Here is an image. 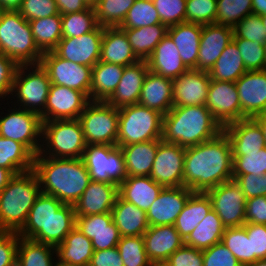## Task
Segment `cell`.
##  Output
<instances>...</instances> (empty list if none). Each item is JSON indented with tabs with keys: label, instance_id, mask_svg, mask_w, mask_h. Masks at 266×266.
<instances>
[{
	"label": "cell",
	"instance_id": "cell-1",
	"mask_svg": "<svg viewBox=\"0 0 266 266\" xmlns=\"http://www.w3.org/2000/svg\"><path fill=\"white\" fill-rule=\"evenodd\" d=\"M233 158L230 140L224 131L213 139L186 147L183 186L206 192L232 180Z\"/></svg>",
	"mask_w": 266,
	"mask_h": 266
},
{
	"label": "cell",
	"instance_id": "cell-2",
	"mask_svg": "<svg viewBox=\"0 0 266 266\" xmlns=\"http://www.w3.org/2000/svg\"><path fill=\"white\" fill-rule=\"evenodd\" d=\"M33 171L41 192L64 204L74 205L91 181L82 158H52L39 153L34 156Z\"/></svg>",
	"mask_w": 266,
	"mask_h": 266
},
{
	"label": "cell",
	"instance_id": "cell-3",
	"mask_svg": "<svg viewBox=\"0 0 266 266\" xmlns=\"http://www.w3.org/2000/svg\"><path fill=\"white\" fill-rule=\"evenodd\" d=\"M76 225L74 205L64 204L42 193L30 209L26 222L17 232L20 237L56 247Z\"/></svg>",
	"mask_w": 266,
	"mask_h": 266
},
{
	"label": "cell",
	"instance_id": "cell-4",
	"mask_svg": "<svg viewBox=\"0 0 266 266\" xmlns=\"http://www.w3.org/2000/svg\"><path fill=\"white\" fill-rule=\"evenodd\" d=\"M223 131L206 105L175 106L163 115L162 141L189 147Z\"/></svg>",
	"mask_w": 266,
	"mask_h": 266
},
{
	"label": "cell",
	"instance_id": "cell-5",
	"mask_svg": "<svg viewBox=\"0 0 266 266\" xmlns=\"http://www.w3.org/2000/svg\"><path fill=\"white\" fill-rule=\"evenodd\" d=\"M40 194L33 170L14 175L0 192V231L18 232Z\"/></svg>",
	"mask_w": 266,
	"mask_h": 266
},
{
	"label": "cell",
	"instance_id": "cell-6",
	"mask_svg": "<svg viewBox=\"0 0 266 266\" xmlns=\"http://www.w3.org/2000/svg\"><path fill=\"white\" fill-rule=\"evenodd\" d=\"M0 53L18 65H38L43 53L35 44L29 21L18 11L0 12Z\"/></svg>",
	"mask_w": 266,
	"mask_h": 266
},
{
	"label": "cell",
	"instance_id": "cell-7",
	"mask_svg": "<svg viewBox=\"0 0 266 266\" xmlns=\"http://www.w3.org/2000/svg\"><path fill=\"white\" fill-rule=\"evenodd\" d=\"M41 143L42 156L63 159L82 158L87 145L78 119L42 122Z\"/></svg>",
	"mask_w": 266,
	"mask_h": 266
},
{
	"label": "cell",
	"instance_id": "cell-8",
	"mask_svg": "<svg viewBox=\"0 0 266 266\" xmlns=\"http://www.w3.org/2000/svg\"><path fill=\"white\" fill-rule=\"evenodd\" d=\"M163 114L141 104L119 108L117 146L162 140Z\"/></svg>",
	"mask_w": 266,
	"mask_h": 266
},
{
	"label": "cell",
	"instance_id": "cell-9",
	"mask_svg": "<svg viewBox=\"0 0 266 266\" xmlns=\"http://www.w3.org/2000/svg\"><path fill=\"white\" fill-rule=\"evenodd\" d=\"M50 86L48 74L40 64L19 65L10 94L11 98L16 97L17 102L15 100L12 105L37 113L42 122H45V106Z\"/></svg>",
	"mask_w": 266,
	"mask_h": 266
},
{
	"label": "cell",
	"instance_id": "cell-10",
	"mask_svg": "<svg viewBox=\"0 0 266 266\" xmlns=\"http://www.w3.org/2000/svg\"><path fill=\"white\" fill-rule=\"evenodd\" d=\"M78 120L87 145H117L119 108L106 101H90Z\"/></svg>",
	"mask_w": 266,
	"mask_h": 266
},
{
	"label": "cell",
	"instance_id": "cell-11",
	"mask_svg": "<svg viewBox=\"0 0 266 266\" xmlns=\"http://www.w3.org/2000/svg\"><path fill=\"white\" fill-rule=\"evenodd\" d=\"M82 159L92 181L119 186L128 177L123 152L117 145H86Z\"/></svg>",
	"mask_w": 266,
	"mask_h": 266
},
{
	"label": "cell",
	"instance_id": "cell-12",
	"mask_svg": "<svg viewBox=\"0 0 266 266\" xmlns=\"http://www.w3.org/2000/svg\"><path fill=\"white\" fill-rule=\"evenodd\" d=\"M10 108L4 116L0 115V136L23 144L36 156L42 146L41 116L16 106Z\"/></svg>",
	"mask_w": 266,
	"mask_h": 266
},
{
	"label": "cell",
	"instance_id": "cell-13",
	"mask_svg": "<svg viewBox=\"0 0 266 266\" xmlns=\"http://www.w3.org/2000/svg\"><path fill=\"white\" fill-rule=\"evenodd\" d=\"M51 84L84 92L90 98L92 68L57 56L53 51L43 53L40 63Z\"/></svg>",
	"mask_w": 266,
	"mask_h": 266
},
{
	"label": "cell",
	"instance_id": "cell-14",
	"mask_svg": "<svg viewBox=\"0 0 266 266\" xmlns=\"http://www.w3.org/2000/svg\"><path fill=\"white\" fill-rule=\"evenodd\" d=\"M212 209L220 217L225 228L243 226L247 199L235 180H230L206 191Z\"/></svg>",
	"mask_w": 266,
	"mask_h": 266
},
{
	"label": "cell",
	"instance_id": "cell-15",
	"mask_svg": "<svg viewBox=\"0 0 266 266\" xmlns=\"http://www.w3.org/2000/svg\"><path fill=\"white\" fill-rule=\"evenodd\" d=\"M185 151L186 147L161 141L150 177L163 187L183 186Z\"/></svg>",
	"mask_w": 266,
	"mask_h": 266
},
{
	"label": "cell",
	"instance_id": "cell-16",
	"mask_svg": "<svg viewBox=\"0 0 266 266\" xmlns=\"http://www.w3.org/2000/svg\"><path fill=\"white\" fill-rule=\"evenodd\" d=\"M103 31L104 27L98 26L79 37L62 38L53 52L68 61L93 67L100 60Z\"/></svg>",
	"mask_w": 266,
	"mask_h": 266
},
{
	"label": "cell",
	"instance_id": "cell-17",
	"mask_svg": "<svg viewBox=\"0 0 266 266\" xmlns=\"http://www.w3.org/2000/svg\"><path fill=\"white\" fill-rule=\"evenodd\" d=\"M205 105L222 128L241 120V104L235 82L211 80Z\"/></svg>",
	"mask_w": 266,
	"mask_h": 266
},
{
	"label": "cell",
	"instance_id": "cell-18",
	"mask_svg": "<svg viewBox=\"0 0 266 266\" xmlns=\"http://www.w3.org/2000/svg\"><path fill=\"white\" fill-rule=\"evenodd\" d=\"M89 102L90 98L84 92L51 84L45 106V122L78 119Z\"/></svg>",
	"mask_w": 266,
	"mask_h": 266
},
{
	"label": "cell",
	"instance_id": "cell-19",
	"mask_svg": "<svg viewBox=\"0 0 266 266\" xmlns=\"http://www.w3.org/2000/svg\"><path fill=\"white\" fill-rule=\"evenodd\" d=\"M241 119L266 112V69L245 72L236 82Z\"/></svg>",
	"mask_w": 266,
	"mask_h": 266
},
{
	"label": "cell",
	"instance_id": "cell-20",
	"mask_svg": "<svg viewBox=\"0 0 266 266\" xmlns=\"http://www.w3.org/2000/svg\"><path fill=\"white\" fill-rule=\"evenodd\" d=\"M192 193L190 188L184 186L163 187L154 203L146 211L149 226L174 225Z\"/></svg>",
	"mask_w": 266,
	"mask_h": 266
},
{
	"label": "cell",
	"instance_id": "cell-21",
	"mask_svg": "<svg viewBox=\"0 0 266 266\" xmlns=\"http://www.w3.org/2000/svg\"><path fill=\"white\" fill-rule=\"evenodd\" d=\"M210 81L207 71L187 69L173 79V107L205 105Z\"/></svg>",
	"mask_w": 266,
	"mask_h": 266
},
{
	"label": "cell",
	"instance_id": "cell-22",
	"mask_svg": "<svg viewBox=\"0 0 266 266\" xmlns=\"http://www.w3.org/2000/svg\"><path fill=\"white\" fill-rule=\"evenodd\" d=\"M143 238L147 258L153 266L163 265L184 244L174 225L149 226Z\"/></svg>",
	"mask_w": 266,
	"mask_h": 266
},
{
	"label": "cell",
	"instance_id": "cell-23",
	"mask_svg": "<svg viewBox=\"0 0 266 266\" xmlns=\"http://www.w3.org/2000/svg\"><path fill=\"white\" fill-rule=\"evenodd\" d=\"M75 226L92 241L94 250L114 248L121 237L111 212L76 216Z\"/></svg>",
	"mask_w": 266,
	"mask_h": 266
},
{
	"label": "cell",
	"instance_id": "cell-24",
	"mask_svg": "<svg viewBox=\"0 0 266 266\" xmlns=\"http://www.w3.org/2000/svg\"><path fill=\"white\" fill-rule=\"evenodd\" d=\"M232 38V27L218 24L202 25L197 69L209 72Z\"/></svg>",
	"mask_w": 266,
	"mask_h": 266
},
{
	"label": "cell",
	"instance_id": "cell-25",
	"mask_svg": "<svg viewBox=\"0 0 266 266\" xmlns=\"http://www.w3.org/2000/svg\"><path fill=\"white\" fill-rule=\"evenodd\" d=\"M223 131L230 140L232 155H247L266 147L261 126L254 118H245L228 124Z\"/></svg>",
	"mask_w": 266,
	"mask_h": 266
},
{
	"label": "cell",
	"instance_id": "cell-26",
	"mask_svg": "<svg viewBox=\"0 0 266 266\" xmlns=\"http://www.w3.org/2000/svg\"><path fill=\"white\" fill-rule=\"evenodd\" d=\"M118 195L117 184L91 180L74 204L75 215L87 216L111 212Z\"/></svg>",
	"mask_w": 266,
	"mask_h": 266
},
{
	"label": "cell",
	"instance_id": "cell-27",
	"mask_svg": "<svg viewBox=\"0 0 266 266\" xmlns=\"http://www.w3.org/2000/svg\"><path fill=\"white\" fill-rule=\"evenodd\" d=\"M148 71L146 60H139L134 64L125 66L117 88L106 102L116 108L138 104Z\"/></svg>",
	"mask_w": 266,
	"mask_h": 266
},
{
	"label": "cell",
	"instance_id": "cell-28",
	"mask_svg": "<svg viewBox=\"0 0 266 266\" xmlns=\"http://www.w3.org/2000/svg\"><path fill=\"white\" fill-rule=\"evenodd\" d=\"M138 104L165 115L173 107V80L148 71Z\"/></svg>",
	"mask_w": 266,
	"mask_h": 266
},
{
	"label": "cell",
	"instance_id": "cell-29",
	"mask_svg": "<svg viewBox=\"0 0 266 266\" xmlns=\"http://www.w3.org/2000/svg\"><path fill=\"white\" fill-rule=\"evenodd\" d=\"M105 63L128 66L139 61L128 37L120 27H104L100 60Z\"/></svg>",
	"mask_w": 266,
	"mask_h": 266
},
{
	"label": "cell",
	"instance_id": "cell-30",
	"mask_svg": "<svg viewBox=\"0 0 266 266\" xmlns=\"http://www.w3.org/2000/svg\"><path fill=\"white\" fill-rule=\"evenodd\" d=\"M179 54L178 47L166 35L146 60L149 71L172 80L177 78L188 69Z\"/></svg>",
	"mask_w": 266,
	"mask_h": 266
},
{
	"label": "cell",
	"instance_id": "cell-31",
	"mask_svg": "<svg viewBox=\"0 0 266 266\" xmlns=\"http://www.w3.org/2000/svg\"><path fill=\"white\" fill-rule=\"evenodd\" d=\"M202 25L183 22L168 27L167 35L178 47L182 62L188 68L197 69Z\"/></svg>",
	"mask_w": 266,
	"mask_h": 266
},
{
	"label": "cell",
	"instance_id": "cell-32",
	"mask_svg": "<svg viewBox=\"0 0 266 266\" xmlns=\"http://www.w3.org/2000/svg\"><path fill=\"white\" fill-rule=\"evenodd\" d=\"M163 186L150 176L127 177L119 186V196L145 212L154 203Z\"/></svg>",
	"mask_w": 266,
	"mask_h": 266
},
{
	"label": "cell",
	"instance_id": "cell-33",
	"mask_svg": "<svg viewBox=\"0 0 266 266\" xmlns=\"http://www.w3.org/2000/svg\"><path fill=\"white\" fill-rule=\"evenodd\" d=\"M55 249L57 264L89 266L94 253L92 241L76 226Z\"/></svg>",
	"mask_w": 266,
	"mask_h": 266
},
{
	"label": "cell",
	"instance_id": "cell-34",
	"mask_svg": "<svg viewBox=\"0 0 266 266\" xmlns=\"http://www.w3.org/2000/svg\"><path fill=\"white\" fill-rule=\"evenodd\" d=\"M111 214L121 237L143 236L149 228L146 212L123 200L119 195Z\"/></svg>",
	"mask_w": 266,
	"mask_h": 266
},
{
	"label": "cell",
	"instance_id": "cell-35",
	"mask_svg": "<svg viewBox=\"0 0 266 266\" xmlns=\"http://www.w3.org/2000/svg\"><path fill=\"white\" fill-rule=\"evenodd\" d=\"M161 141L151 140L121 146L128 177L150 176L158 144Z\"/></svg>",
	"mask_w": 266,
	"mask_h": 266
},
{
	"label": "cell",
	"instance_id": "cell-36",
	"mask_svg": "<svg viewBox=\"0 0 266 266\" xmlns=\"http://www.w3.org/2000/svg\"><path fill=\"white\" fill-rule=\"evenodd\" d=\"M211 209L212 202L206 192H193L189 196L174 223L184 241Z\"/></svg>",
	"mask_w": 266,
	"mask_h": 266
},
{
	"label": "cell",
	"instance_id": "cell-37",
	"mask_svg": "<svg viewBox=\"0 0 266 266\" xmlns=\"http://www.w3.org/2000/svg\"><path fill=\"white\" fill-rule=\"evenodd\" d=\"M124 66L98 61L92 68L90 101H106L121 80Z\"/></svg>",
	"mask_w": 266,
	"mask_h": 266
},
{
	"label": "cell",
	"instance_id": "cell-38",
	"mask_svg": "<svg viewBox=\"0 0 266 266\" xmlns=\"http://www.w3.org/2000/svg\"><path fill=\"white\" fill-rule=\"evenodd\" d=\"M123 30L136 57L139 60H147L155 47L167 35L168 27L160 23L147 27Z\"/></svg>",
	"mask_w": 266,
	"mask_h": 266
},
{
	"label": "cell",
	"instance_id": "cell-39",
	"mask_svg": "<svg viewBox=\"0 0 266 266\" xmlns=\"http://www.w3.org/2000/svg\"><path fill=\"white\" fill-rule=\"evenodd\" d=\"M220 217L211 209L184 241L185 245L199 250H205L221 242L225 231Z\"/></svg>",
	"mask_w": 266,
	"mask_h": 266
},
{
	"label": "cell",
	"instance_id": "cell-40",
	"mask_svg": "<svg viewBox=\"0 0 266 266\" xmlns=\"http://www.w3.org/2000/svg\"><path fill=\"white\" fill-rule=\"evenodd\" d=\"M34 155L21 143L0 136V167L13 175L33 170Z\"/></svg>",
	"mask_w": 266,
	"mask_h": 266
},
{
	"label": "cell",
	"instance_id": "cell-41",
	"mask_svg": "<svg viewBox=\"0 0 266 266\" xmlns=\"http://www.w3.org/2000/svg\"><path fill=\"white\" fill-rule=\"evenodd\" d=\"M245 72L241 54L232 40L208 73L211 80L236 82Z\"/></svg>",
	"mask_w": 266,
	"mask_h": 266
},
{
	"label": "cell",
	"instance_id": "cell-42",
	"mask_svg": "<svg viewBox=\"0 0 266 266\" xmlns=\"http://www.w3.org/2000/svg\"><path fill=\"white\" fill-rule=\"evenodd\" d=\"M54 254L53 245L19 237L16 266H57Z\"/></svg>",
	"mask_w": 266,
	"mask_h": 266
},
{
	"label": "cell",
	"instance_id": "cell-43",
	"mask_svg": "<svg viewBox=\"0 0 266 266\" xmlns=\"http://www.w3.org/2000/svg\"><path fill=\"white\" fill-rule=\"evenodd\" d=\"M35 44L42 52L53 51L62 39L61 14L29 21Z\"/></svg>",
	"mask_w": 266,
	"mask_h": 266
},
{
	"label": "cell",
	"instance_id": "cell-44",
	"mask_svg": "<svg viewBox=\"0 0 266 266\" xmlns=\"http://www.w3.org/2000/svg\"><path fill=\"white\" fill-rule=\"evenodd\" d=\"M136 0H99L93 7L102 27H120Z\"/></svg>",
	"mask_w": 266,
	"mask_h": 266
},
{
	"label": "cell",
	"instance_id": "cell-45",
	"mask_svg": "<svg viewBox=\"0 0 266 266\" xmlns=\"http://www.w3.org/2000/svg\"><path fill=\"white\" fill-rule=\"evenodd\" d=\"M221 242L243 266L255 262V254H252L251 237H248L244 226L226 228Z\"/></svg>",
	"mask_w": 266,
	"mask_h": 266
},
{
	"label": "cell",
	"instance_id": "cell-46",
	"mask_svg": "<svg viewBox=\"0 0 266 266\" xmlns=\"http://www.w3.org/2000/svg\"><path fill=\"white\" fill-rule=\"evenodd\" d=\"M62 38L79 37L85 33L95 30L99 25L93 7L61 15Z\"/></svg>",
	"mask_w": 266,
	"mask_h": 266
},
{
	"label": "cell",
	"instance_id": "cell-47",
	"mask_svg": "<svg viewBox=\"0 0 266 266\" xmlns=\"http://www.w3.org/2000/svg\"><path fill=\"white\" fill-rule=\"evenodd\" d=\"M158 12L152 0H136L128 10L121 29H133L160 24Z\"/></svg>",
	"mask_w": 266,
	"mask_h": 266
},
{
	"label": "cell",
	"instance_id": "cell-48",
	"mask_svg": "<svg viewBox=\"0 0 266 266\" xmlns=\"http://www.w3.org/2000/svg\"><path fill=\"white\" fill-rule=\"evenodd\" d=\"M252 14V0H217L215 24L234 27Z\"/></svg>",
	"mask_w": 266,
	"mask_h": 266
},
{
	"label": "cell",
	"instance_id": "cell-49",
	"mask_svg": "<svg viewBox=\"0 0 266 266\" xmlns=\"http://www.w3.org/2000/svg\"><path fill=\"white\" fill-rule=\"evenodd\" d=\"M116 247L124 266H153L147 258L143 236L120 237Z\"/></svg>",
	"mask_w": 266,
	"mask_h": 266
},
{
	"label": "cell",
	"instance_id": "cell-50",
	"mask_svg": "<svg viewBox=\"0 0 266 266\" xmlns=\"http://www.w3.org/2000/svg\"><path fill=\"white\" fill-rule=\"evenodd\" d=\"M232 40L238 47L247 71L266 69L264 45L244 38H232Z\"/></svg>",
	"mask_w": 266,
	"mask_h": 266
},
{
	"label": "cell",
	"instance_id": "cell-51",
	"mask_svg": "<svg viewBox=\"0 0 266 266\" xmlns=\"http://www.w3.org/2000/svg\"><path fill=\"white\" fill-rule=\"evenodd\" d=\"M217 0H186L185 22L215 24Z\"/></svg>",
	"mask_w": 266,
	"mask_h": 266
},
{
	"label": "cell",
	"instance_id": "cell-52",
	"mask_svg": "<svg viewBox=\"0 0 266 266\" xmlns=\"http://www.w3.org/2000/svg\"><path fill=\"white\" fill-rule=\"evenodd\" d=\"M233 175L253 174L263 175L266 173V147L259 152L247 153V155H232Z\"/></svg>",
	"mask_w": 266,
	"mask_h": 266
},
{
	"label": "cell",
	"instance_id": "cell-53",
	"mask_svg": "<svg viewBox=\"0 0 266 266\" xmlns=\"http://www.w3.org/2000/svg\"><path fill=\"white\" fill-rule=\"evenodd\" d=\"M233 38H244L264 45L266 43V28L260 15L249 14L237 23L233 27Z\"/></svg>",
	"mask_w": 266,
	"mask_h": 266
},
{
	"label": "cell",
	"instance_id": "cell-54",
	"mask_svg": "<svg viewBox=\"0 0 266 266\" xmlns=\"http://www.w3.org/2000/svg\"><path fill=\"white\" fill-rule=\"evenodd\" d=\"M163 25L171 27L185 22L186 0H152Z\"/></svg>",
	"mask_w": 266,
	"mask_h": 266
},
{
	"label": "cell",
	"instance_id": "cell-55",
	"mask_svg": "<svg viewBox=\"0 0 266 266\" xmlns=\"http://www.w3.org/2000/svg\"><path fill=\"white\" fill-rule=\"evenodd\" d=\"M18 12L27 21L59 14L55 0H23Z\"/></svg>",
	"mask_w": 266,
	"mask_h": 266
},
{
	"label": "cell",
	"instance_id": "cell-56",
	"mask_svg": "<svg viewBox=\"0 0 266 266\" xmlns=\"http://www.w3.org/2000/svg\"><path fill=\"white\" fill-rule=\"evenodd\" d=\"M202 254L204 266H243L222 242L202 250Z\"/></svg>",
	"mask_w": 266,
	"mask_h": 266
},
{
	"label": "cell",
	"instance_id": "cell-57",
	"mask_svg": "<svg viewBox=\"0 0 266 266\" xmlns=\"http://www.w3.org/2000/svg\"><path fill=\"white\" fill-rule=\"evenodd\" d=\"M232 179L240 186L246 199L266 196V173L263 175H233Z\"/></svg>",
	"mask_w": 266,
	"mask_h": 266
},
{
	"label": "cell",
	"instance_id": "cell-58",
	"mask_svg": "<svg viewBox=\"0 0 266 266\" xmlns=\"http://www.w3.org/2000/svg\"><path fill=\"white\" fill-rule=\"evenodd\" d=\"M163 266H204L202 250L183 244Z\"/></svg>",
	"mask_w": 266,
	"mask_h": 266
},
{
	"label": "cell",
	"instance_id": "cell-59",
	"mask_svg": "<svg viewBox=\"0 0 266 266\" xmlns=\"http://www.w3.org/2000/svg\"><path fill=\"white\" fill-rule=\"evenodd\" d=\"M19 237L17 232L0 231V266H16Z\"/></svg>",
	"mask_w": 266,
	"mask_h": 266
},
{
	"label": "cell",
	"instance_id": "cell-60",
	"mask_svg": "<svg viewBox=\"0 0 266 266\" xmlns=\"http://www.w3.org/2000/svg\"><path fill=\"white\" fill-rule=\"evenodd\" d=\"M18 67L14 60L0 53V98H9Z\"/></svg>",
	"mask_w": 266,
	"mask_h": 266
},
{
	"label": "cell",
	"instance_id": "cell-61",
	"mask_svg": "<svg viewBox=\"0 0 266 266\" xmlns=\"http://www.w3.org/2000/svg\"><path fill=\"white\" fill-rule=\"evenodd\" d=\"M248 237H251L252 254H255V261L266 259V225L245 223Z\"/></svg>",
	"mask_w": 266,
	"mask_h": 266
},
{
	"label": "cell",
	"instance_id": "cell-62",
	"mask_svg": "<svg viewBox=\"0 0 266 266\" xmlns=\"http://www.w3.org/2000/svg\"><path fill=\"white\" fill-rule=\"evenodd\" d=\"M245 221L246 223L266 225V196L247 199Z\"/></svg>",
	"mask_w": 266,
	"mask_h": 266
},
{
	"label": "cell",
	"instance_id": "cell-63",
	"mask_svg": "<svg viewBox=\"0 0 266 266\" xmlns=\"http://www.w3.org/2000/svg\"><path fill=\"white\" fill-rule=\"evenodd\" d=\"M89 266H124L117 247L94 250Z\"/></svg>",
	"mask_w": 266,
	"mask_h": 266
},
{
	"label": "cell",
	"instance_id": "cell-64",
	"mask_svg": "<svg viewBox=\"0 0 266 266\" xmlns=\"http://www.w3.org/2000/svg\"><path fill=\"white\" fill-rule=\"evenodd\" d=\"M58 12L61 15L80 12L88 8L83 0H55Z\"/></svg>",
	"mask_w": 266,
	"mask_h": 266
},
{
	"label": "cell",
	"instance_id": "cell-65",
	"mask_svg": "<svg viewBox=\"0 0 266 266\" xmlns=\"http://www.w3.org/2000/svg\"><path fill=\"white\" fill-rule=\"evenodd\" d=\"M23 0H0L1 11H18Z\"/></svg>",
	"mask_w": 266,
	"mask_h": 266
},
{
	"label": "cell",
	"instance_id": "cell-66",
	"mask_svg": "<svg viewBox=\"0 0 266 266\" xmlns=\"http://www.w3.org/2000/svg\"><path fill=\"white\" fill-rule=\"evenodd\" d=\"M252 13L257 15L266 14V0H252Z\"/></svg>",
	"mask_w": 266,
	"mask_h": 266
},
{
	"label": "cell",
	"instance_id": "cell-67",
	"mask_svg": "<svg viewBox=\"0 0 266 266\" xmlns=\"http://www.w3.org/2000/svg\"><path fill=\"white\" fill-rule=\"evenodd\" d=\"M14 175L8 170L3 167H0V192L7 186L9 180Z\"/></svg>",
	"mask_w": 266,
	"mask_h": 266
},
{
	"label": "cell",
	"instance_id": "cell-68",
	"mask_svg": "<svg viewBox=\"0 0 266 266\" xmlns=\"http://www.w3.org/2000/svg\"><path fill=\"white\" fill-rule=\"evenodd\" d=\"M254 119L261 126V129L264 135L265 145H266V112L256 115Z\"/></svg>",
	"mask_w": 266,
	"mask_h": 266
},
{
	"label": "cell",
	"instance_id": "cell-69",
	"mask_svg": "<svg viewBox=\"0 0 266 266\" xmlns=\"http://www.w3.org/2000/svg\"><path fill=\"white\" fill-rule=\"evenodd\" d=\"M247 266H266V259L257 260L253 263L248 264Z\"/></svg>",
	"mask_w": 266,
	"mask_h": 266
},
{
	"label": "cell",
	"instance_id": "cell-70",
	"mask_svg": "<svg viewBox=\"0 0 266 266\" xmlns=\"http://www.w3.org/2000/svg\"><path fill=\"white\" fill-rule=\"evenodd\" d=\"M88 7H94L98 2L99 0H83Z\"/></svg>",
	"mask_w": 266,
	"mask_h": 266
},
{
	"label": "cell",
	"instance_id": "cell-71",
	"mask_svg": "<svg viewBox=\"0 0 266 266\" xmlns=\"http://www.w3.org/2000/svg\"><path fill=\"white\" fill-rule=\"evenodd\" d=\"M260 17H261V20H262L264 27L266 28V14L260 15Z\"/></svg>",
	"mask_w": 266,
	"mask_h": 266
},
{
	"label": "cell",
	"instance_id": "cell-72",
	"mask_svg": "<svg viewBox=\"0 0 266 266\" xmlns=\"http://www.w3.org/2000/svg\"><path fill=\"white\" fill-rule=\"evenodd\" d=\"M57 266H79V265H71V264H57Z\"/></svg>",
	"mask_w": 266,
	"mask_h": 266
},
{
	"label": "cell",
	"instance_id": "cell-73",
	"mask_svg": "<svg viewBox=\"0 0 266 266\" xmlns=\"http://www.w3.org/2000/svg\"><path fill=\"white\" fill-rule=\"evenodd\" d=\"M264 50H265V60H266V43L264 44Z\"/></svg>",
	"mask_w": 266,
	"mask_h": 266
}]
</instances>
